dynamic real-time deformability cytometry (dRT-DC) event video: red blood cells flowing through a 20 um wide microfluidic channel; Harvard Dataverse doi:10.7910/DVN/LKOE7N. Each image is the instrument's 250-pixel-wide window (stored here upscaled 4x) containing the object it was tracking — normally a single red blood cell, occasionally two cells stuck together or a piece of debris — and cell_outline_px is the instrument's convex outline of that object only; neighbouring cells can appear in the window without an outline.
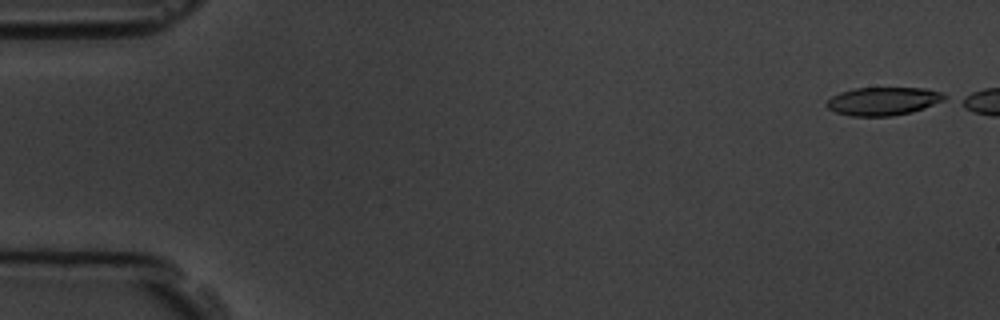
{"species": "common noctule bat (a hibernating species)", "species_latin": "Nyctalus noctula", "temperature_condition": "room temperature", "stored_images_in_passage": 6, "camera_frame_rate_fps": 3000, "um_per_image_px": 0.085, "animal": {"sex": "male", "body_mass_g": 19.5, "forearm_length_mm": 54.6}, "frame": {"image": 1, "passage_image": 1, "time_ms": 0.0, "image_size_px": [1000, 320], "cell_outline_px": [[948, 96], [944, 100], [924, 108], [912, 112], [892, 116], [848, 116], [836, 112], [828, 108], [824, 104], [832, 96], [840, 92], [856, 88], [924, 88], [940, 92]], "centroid_in_image_um": [75.05, 8.6], "position_along_channel_um": 9.9, "area_um2": 19.36}}
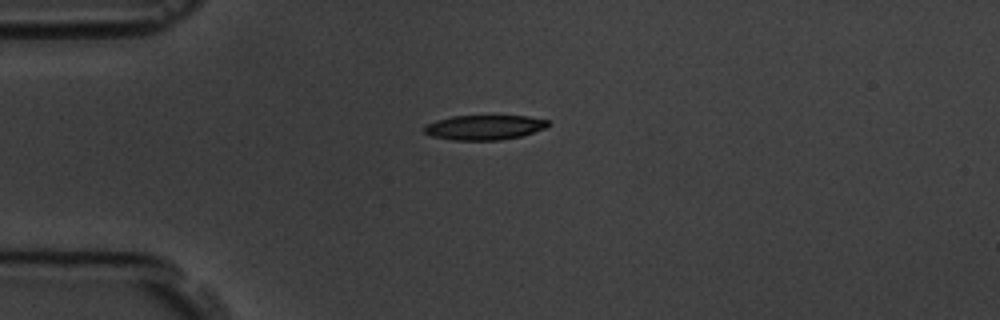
{"frame": {"image": 2, "passage_image": 6, "time_ms": 6.0, "image_size_px": [1000, 320], "cell_outline_px": [[548, 124], [544, 128], [520, 136], [500, 140], [452, 140], [432, 136], [424, 132], [424, 124], [436, 120], [452, 116], [528, 116], [548, 120]], "centroid_in_image_um": [41.11, 10.82], "position_along_channel_um": 43.9, "area_um2": 17.74}}